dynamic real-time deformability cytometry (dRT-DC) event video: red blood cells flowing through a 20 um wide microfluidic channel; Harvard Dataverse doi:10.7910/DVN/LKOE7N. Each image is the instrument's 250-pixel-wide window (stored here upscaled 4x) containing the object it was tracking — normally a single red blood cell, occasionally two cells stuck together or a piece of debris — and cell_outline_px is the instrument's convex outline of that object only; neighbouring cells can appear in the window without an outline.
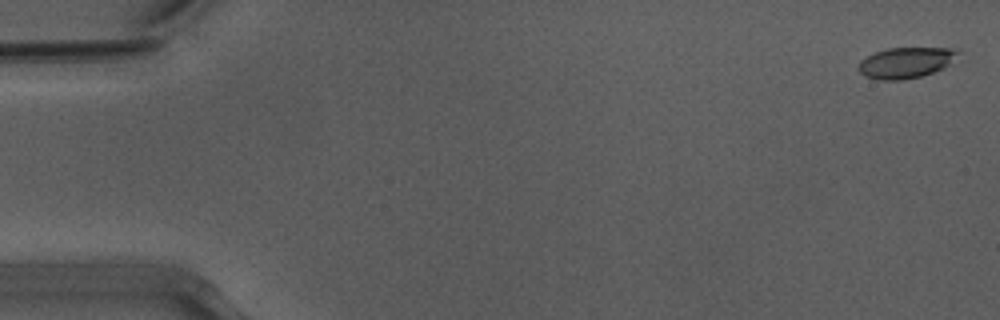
{"species": "Egyptian fruit bat (a non-hibernating species)", "species_latin": "Rousettus aegyptiacus", "temperature_condition": "warm", "stored_images_in_passage": 53, "camera_frame_rate_fps": 3000, "um_per_image_px": 0.085, "animal": {"sex": "male"}, "frame": {"image": 1, "passage_image": 1, "time_ms": 0.0, "image_size_px": [1000, 320], "cell_outline_px": [[960, 52], [944, 68], [920, 76], [900, 80], [880, 80], [864, 76], [856, 68], [860, 60], [876, 52], [888, 48], [952, 48]], "centroid_in_image_um": [76.94, 5.33], "position_along_channel_um": 8.1, "area_um2": 17.69}}
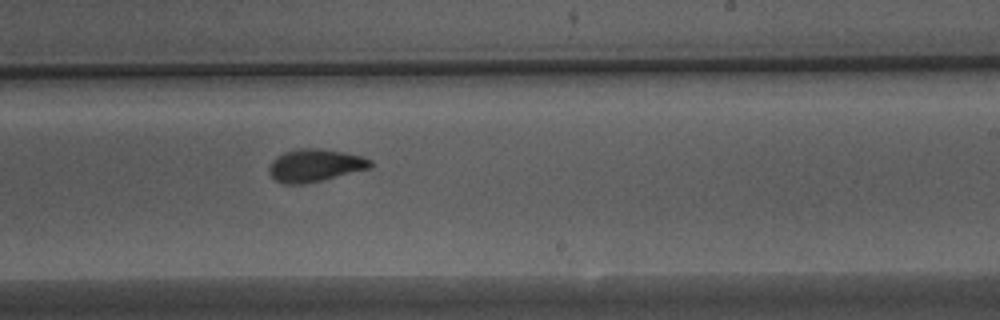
{"frame": {"image": 2, "passage_image": 32, "time_ms": 10.333, "image_size_px": [1000, 320], "cell_outline_px": [[372, 168], [304, 184], [284, 184], [276, 180], [268, 172], [268, 168], [272, 160], [276, 156], [284, 152], [296, 148], [316, 148], [344, 152], [364, 156], [372, 160]], "centroid_in_image_um": [26.78, 14.05], "position_along_channel_um": 262.2, "area_um2": 19.42}}
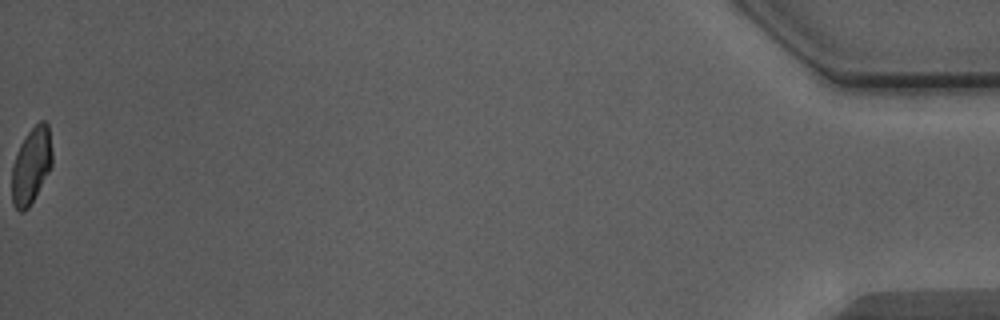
{"frame": {"image": 3, "passage_image": 53, "time_ms": 17.333, "image_size_px": [1000, 320], "cell_outline_px": [[52, 164], [48, 172], [28, 208], [24, 212], [20, 212], [12, 204], [12, 168], [20, 144], [24, 136], [40, 120], [44, 120], [48, 124], [52, 152]], "centroid_in_image_um": [2.65, 14.06], "position_along_channel_um": 432.5, "area_um2": 17.69}, "authors_computed_cell_mechanics": {"area_um2": 18.785, "velocity_mm_per_s": 3.945, "shape_relaxation_time_tau1_ms": 6.4502, "shape_relaxation_time_tau2_ms": 1.7046, "deformation_change_tau1": 0.1769, "deformation_change_tau2": 0.074}}